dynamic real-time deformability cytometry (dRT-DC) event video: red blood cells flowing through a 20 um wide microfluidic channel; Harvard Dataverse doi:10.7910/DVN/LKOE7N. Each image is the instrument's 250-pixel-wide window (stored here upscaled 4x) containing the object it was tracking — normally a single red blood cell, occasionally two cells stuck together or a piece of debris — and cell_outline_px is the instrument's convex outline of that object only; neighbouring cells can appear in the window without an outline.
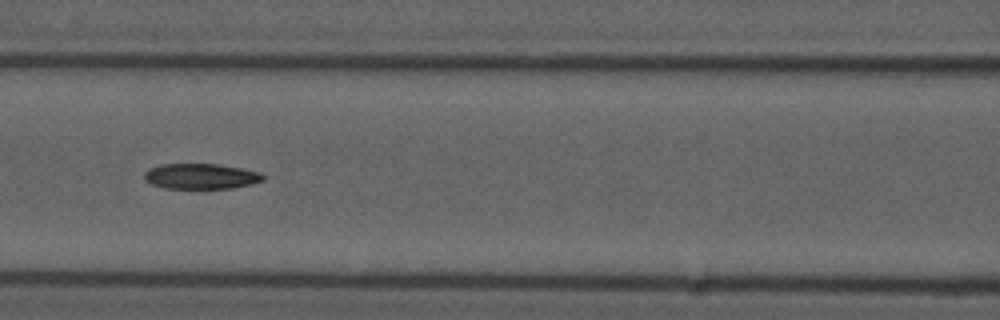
{"species": "common noctule bat (a hibernating species)", "species_latin": "Nyctalus noctula", "temperature_condition": "cold", "stored_images_in_passage": 8, "camera_frame_rate_fps": 3000, "um_per_image_px": 0.085, "animal": {"sex": "male", "forearm_length_mm": 52.5}, "frame": {"image": 1, "passage_image": 7, "time_ms": 7.0, "image_size_px": [1000, 320], "cell_outline_px": [[268, 176], [264, 180], [252, 184], [232, 188], [164, 188], [152, 184], [144, 180], [144, 172], [160, 164], [220, 164], [260, 172]], "centroid_in_image_um": [17.12, 14.98], "position_along_channel_um": 149.5, "area_um2": 17.69}}
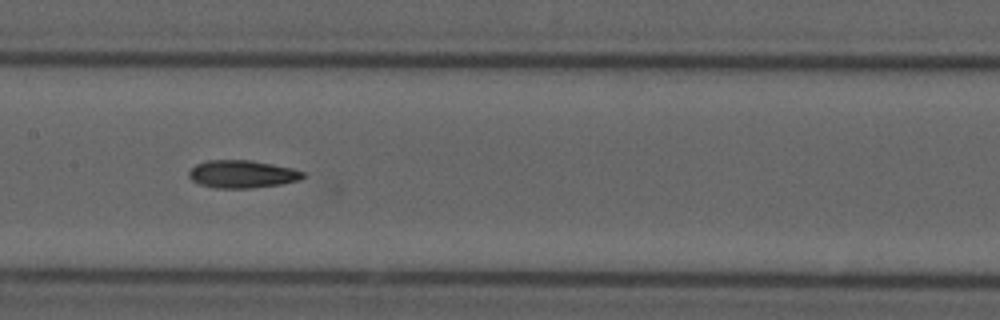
{"frame": {"image": 2, "passage_image": 8, "time_ms": 8.0, "image_size_px": [1000, 320], "cell_outline_px": [[304, 176], [300, 180], [280, 184], [248, 188], [216, 188], [200, 184], [192, 180], [188, 176], [188, 172], [196, 164], [208, 160], [252, 160], [292, 168], [304, 172]], "centroid_in_image_um": [20.57, 14.79], "position_along_channel_um": 186.8, "area_um2": 18.32}}